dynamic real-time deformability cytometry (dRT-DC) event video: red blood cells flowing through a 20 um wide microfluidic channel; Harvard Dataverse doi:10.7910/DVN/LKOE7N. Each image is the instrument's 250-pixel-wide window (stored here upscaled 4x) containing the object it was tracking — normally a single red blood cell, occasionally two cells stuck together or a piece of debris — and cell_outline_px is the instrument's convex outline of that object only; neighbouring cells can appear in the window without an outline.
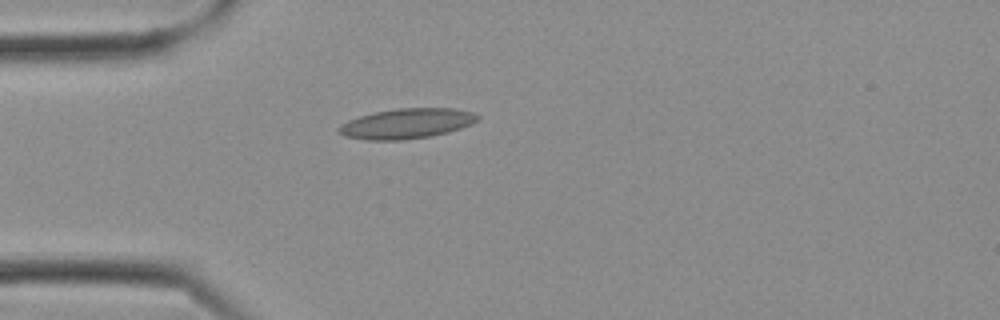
{"species": "Egyptian fruit bat (a non-hibernating species)", "species_latin": "Rousettus aegyptiacus", "temperature_condition": "cold", "stored_images_in_passage": 11, "camera_frame_rate_fps": 3000, "um_per_image_px": 0.085, "frame": {"image": 1, "passage_image": 7, "time_ms": 2.0, "image_size_px": [1000, 320], "cell_outline_px": [[480, 120], [472, 124], [448, 132], [432, 136], [400, 140], [368, 140], [344, 136], [336, 132], [336, 128], [340, 124], [348, 120], [360, 116], [376, 112], [396, 108], [456, 108], [472, 112], [480, 116]], "centroid_in_image_um": [34.56, 10.5], "position_along_channel_um": 50.4, "area_um2": 24.57}}
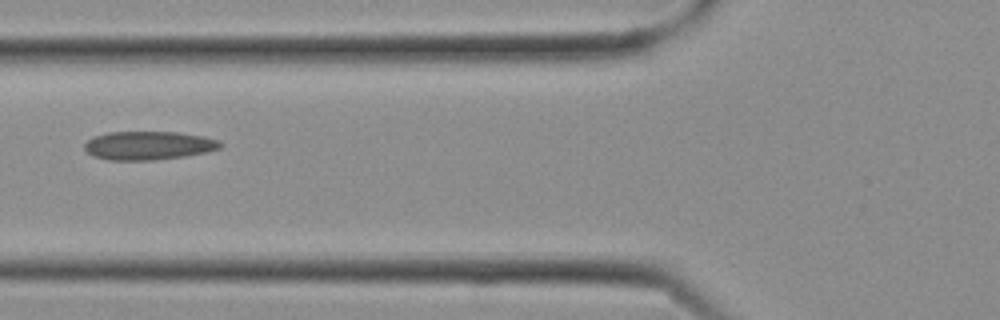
{"frame": {"image": 2, "passage_image": 10, "time_ms": 3.0, "image_size_px": [1000, 320], "cell_outline_px": [[224, 144], [220, 148], [208, 152], [184, 156], [152, 160], [108, 160], [92, 156], [84, 148], [84, 144], [92, 136], [108, 132], [176, 132], [204, 136], [220, 140]], "centroid_in_image_um": [12.63, 12.36], "position_along_channel_um": 113.2, "area_um2": 22.77}}